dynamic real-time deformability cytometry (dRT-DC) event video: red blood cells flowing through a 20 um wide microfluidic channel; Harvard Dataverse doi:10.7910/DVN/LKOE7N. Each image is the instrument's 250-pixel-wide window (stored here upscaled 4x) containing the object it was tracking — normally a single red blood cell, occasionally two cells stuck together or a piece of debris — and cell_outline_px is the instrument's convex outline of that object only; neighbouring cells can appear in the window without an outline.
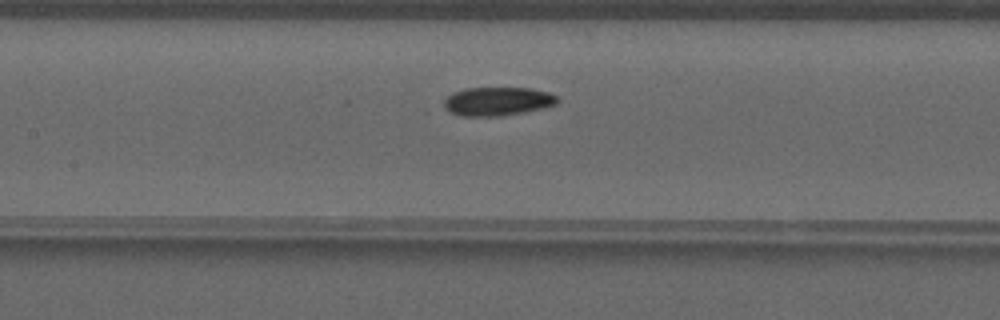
{"species": "common noctule bat (a hibernating species)", "species_latin": "Nyctalus noctula", "temperature_condition": "warm", "stored_images_in_passage": 38, "camera_frame_rate_fps": 3000, "um_per_image_px": 0.085, "animal": {"sex": "male", "forearm_length_mm": 52.5}, "frame": {"image": 1, "passage_image": 13, "time_ms": 4.0, "image_size_px": [1000, 320], "cell_outline_px": [[560, 100], [556, 104], [544, 108], [524, 112], [500, 116], [460, 116], [448, 112], [444, 108], [444, 100], [452, 92], [464, 88], [532, 88], [548, 92], [556, 96]], "centroid_in_image_um": [42.27, 8.61], "position_along_channel_um": 165.1, "area_um2": 19.13}}
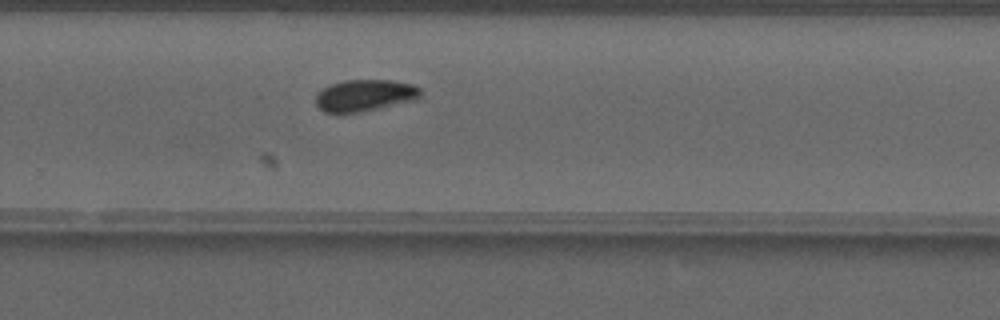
{"frame": {"image": 2, "passage_image": 23, "time_ms": 7.333, "image_size_px": [1000, 320], "cell_outline_px": [[420, 96], [408, 100], [364, 112], [324, 112], [316, 104], [316, 92], [328, 84], [344, 80], [392, 80], [412, 84], [420, 88]], "centroid_in_image_um": [30.92, 8.09], "position_along_channel_um": 298.9, "area_um2": 19.13}}
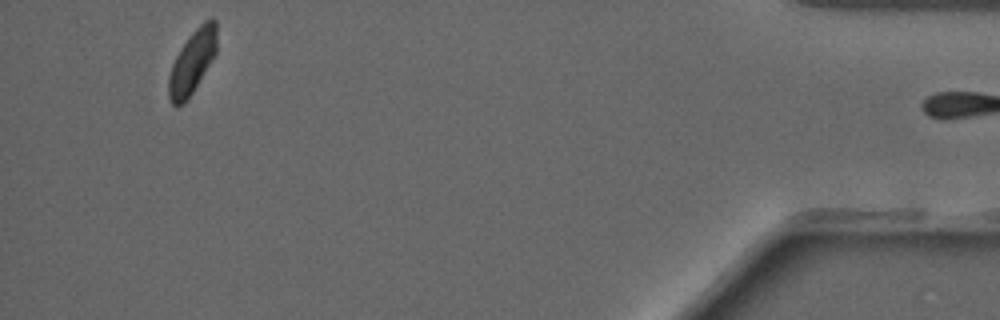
{"frame": {"image": 3, "passage_image": 37, "time_ms": 12.0, "image_size_px": [1000, 320], "cell_outline_px": [[216, 52], [192, 92], [184, 104], [176, 108], [172, 104], [168, 96], [168, 80], [172, 64], [180, 48], [192, 32], [208, 16], [212, 16], [216, 20]], "centroid_in_image_um": [16.33, 5.24], "position_along_channel_um": 418.9, "area_um2": 17.69}}